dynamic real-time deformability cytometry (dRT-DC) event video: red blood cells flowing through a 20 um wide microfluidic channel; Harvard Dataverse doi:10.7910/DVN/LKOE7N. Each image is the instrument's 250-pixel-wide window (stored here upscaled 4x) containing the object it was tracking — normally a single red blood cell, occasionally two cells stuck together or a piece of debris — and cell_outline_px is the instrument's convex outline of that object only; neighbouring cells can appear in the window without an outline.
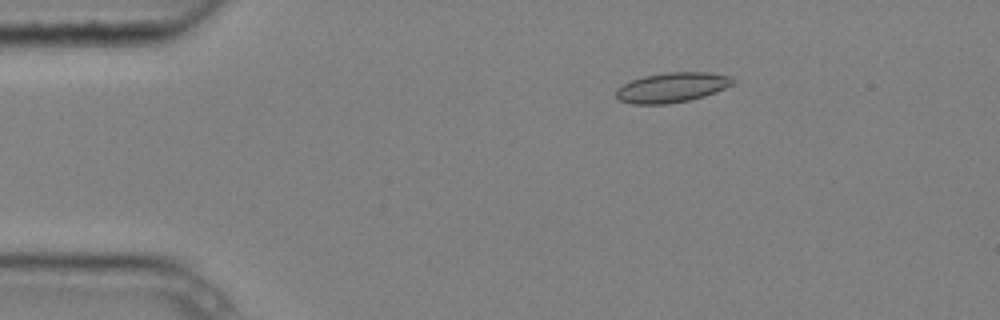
{"species": "common noctule bat (a hibernating species)", "species_latin": "Nyctalus noctula", "temperature_condition": "cold", "stored_images_in_passage": 5, "camera_frame_rate_fps": 3000, "um_per_image_px": 0.085, "animal": {"sex": "male", "body_mass_g": 20.4}, "frame": {"image": 1, "passage_image": 2, "time_ms": 0.333, "image_size_px": [1000, 320], "cell_outline_px": [[736, 80], [732, 84], [716, 92], [704, 96], [688, 100], [668, 104], [632, 104], [620, 100], [616, 96], [616, 88], [632, 80], [644, 76], [664, 72], [708, 72], [732, 76]], "centroid_in_image_um": [57.13, 7.42], "position_along_channel_um": 27.9, "area_um2": 20.35}}
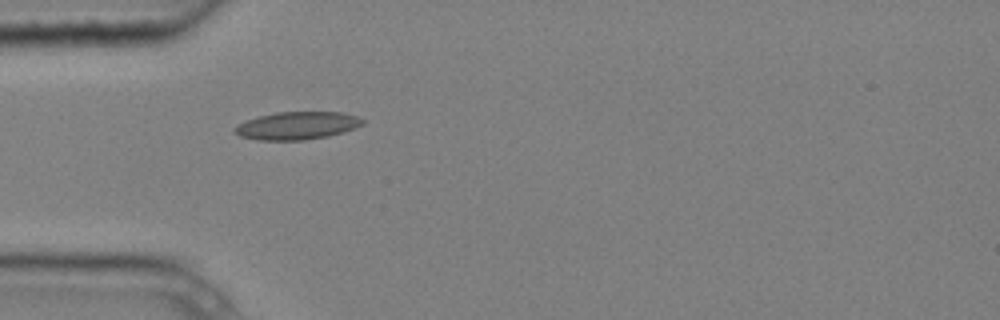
{"frame": {"image": 2, "passage_image": 4, "time_ms": 1.0, "image_size_px": [1000, 320], "cell_outline_px": [[364, 124], [356, 128], [328, 136], [304, 140], [256, 140], [240, 136], [232, 132], [232, 128], [248, 120], [260, 116], [276, 112], [344, 112], [356, 116], [364, 120]], "centroid_in_image_um": [25.26, 10.68], "position_along_channel_um": 59.7, "area_um2": 20.69}}
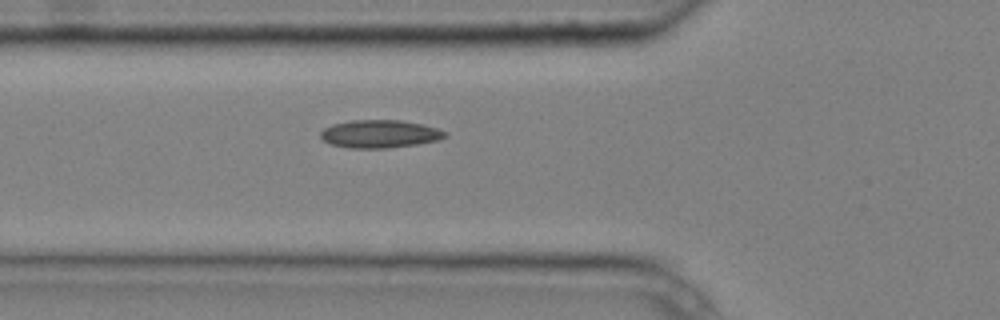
{"frame": {"image": 3, "passage_image": 5, "time_ms": 1.333, "image_size_px": [1000, 320], "cell_outline_px": [[448, 136], [440, 140], [416, 144], [384, 148], [348, 148], [332, 144], [324, 140], [320, 136], [320, 132], [324, 128], [332, 124], [352, 120], [400, 120], [420, 124], [436, 128], [448, 132]], "centroid_in_image_um": [32.29, 11.38], "position_along_channel_um": 93.5, "area_um2": 20.17}}